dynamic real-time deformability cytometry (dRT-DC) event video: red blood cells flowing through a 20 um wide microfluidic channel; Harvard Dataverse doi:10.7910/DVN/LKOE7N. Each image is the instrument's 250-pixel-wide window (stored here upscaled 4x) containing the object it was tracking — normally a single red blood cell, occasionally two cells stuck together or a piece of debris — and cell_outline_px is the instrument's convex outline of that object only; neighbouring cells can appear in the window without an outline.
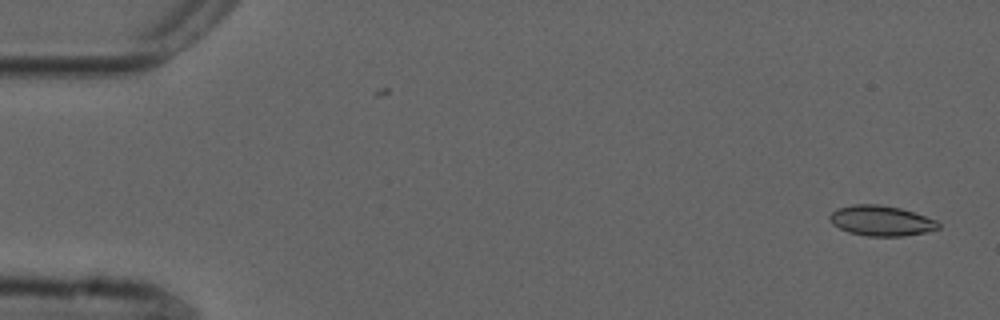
{"species": "common noctule bat (a hibernating species)", "species_latin": "Nyctalus noctula", "temperature_condition": "cold", "stored_images_in_passage": 53, "camera_frame_rate_fps": 3000, "um_per_image_px": 0.085, "animal": {"sex": "male", "forearm_length_mm": 52.5}, "frame": {"image": 1, "passage_image": 1, "time_ms": 0.0, "image_size_px": [1000, 320], "cell_outline_px": [[940, 228], [924, 232], [904, 236], [868, 236], [848, 232], [832, 224], [828, 216], [836, 208], [852, 204], [880, 204], [900, 208], [936, 220], [940, 224]], "centroid_in_image_um": [74.86, 18.75], "position_along_channel_um": 10.1, "area_um2": 19.13}}
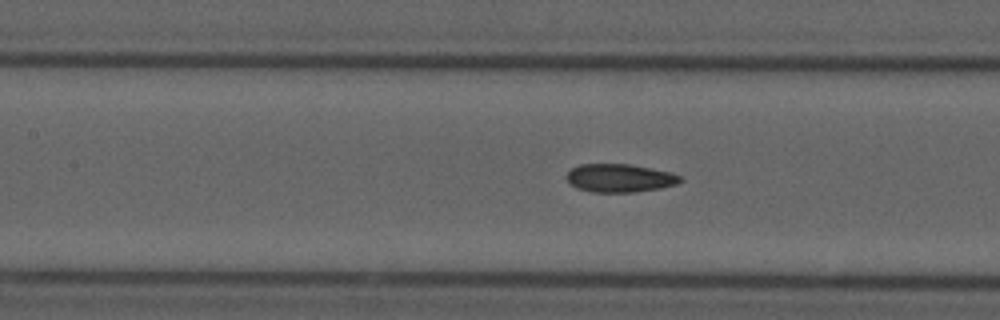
{"frame": {"image": 2, "passage_image": 23, "time_ms": 7.333, "image_size_px": [1000, 320], "cell_outline_px": [[684, 180], [676, 184], [660, 188], [632, 192], [592, 192], [576, 188], [568, 180], [568, 172], [572, 168], [580, 164], [632, 164], [672, 172], [680, 176]], "centroid_in_image_um": [52.71, 15.13], "position_along_channel_um": 154.7, "area_um2": 18.67}}
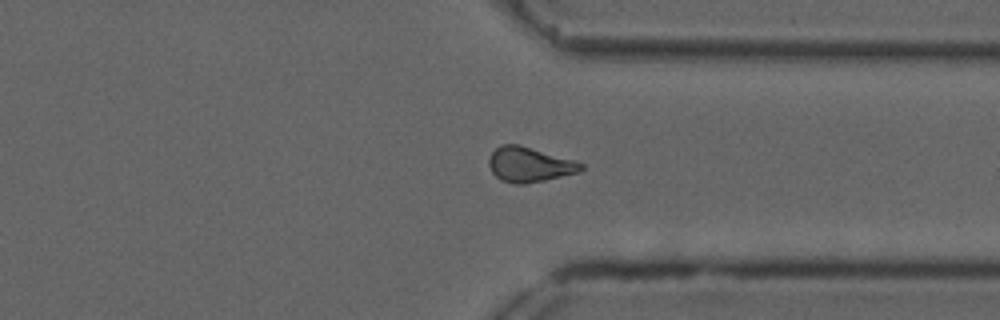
{"frame": {"image": 3, "passage_image": 40, "time_ms": 13.0, "image_size_px": [1000, 320], "cell_outline_px": [[584, 168], [580, 172], [544, 180], [524, 184], [516, 184], [500, 180], [492, 172], [488, 164], [488, 160], [492, 152], [500, 144], [516, 144], [576, 160], [584, 164]], "centroid_in_image_um": [45.01, 13.99], "position_along_channel_um": 366.4, "area_um2": 18.73}, "authors_computed_cell_mechanics": {"area_um2": 18.6116, "velocity_mm_per_s": 3.7427, "shape_relaxation_time_tau1_ms": null, "shape_relaxation_time_tau2_ms": 4.6861, "deformation_change_tau1": null, "deformation_change_tau2": 0.1017}}